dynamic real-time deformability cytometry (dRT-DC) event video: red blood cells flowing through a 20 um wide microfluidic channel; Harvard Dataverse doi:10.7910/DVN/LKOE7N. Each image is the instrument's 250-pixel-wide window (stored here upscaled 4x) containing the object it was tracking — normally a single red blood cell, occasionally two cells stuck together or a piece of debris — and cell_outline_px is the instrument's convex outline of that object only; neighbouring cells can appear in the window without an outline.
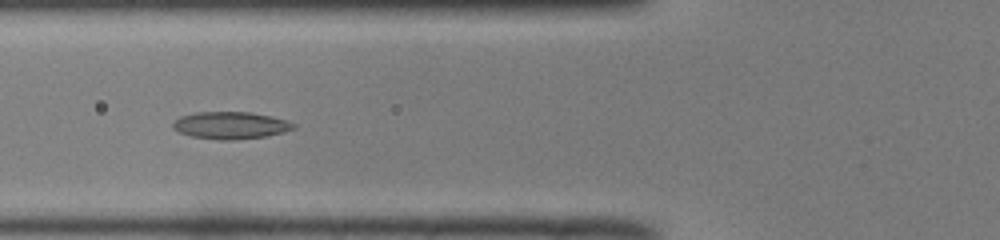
{"species": "common noctule bat (a hibernating species)", "species_latin": "Nyctalus noctula", "temperature_condition": "room temperature", "stored_images_in_passage": 51, "camera_frame_rate_fps": 3000, "um_per_image_px": 0.085, "animal": {"sex": "male", "body_mass_g": 19.0, "forearm_length_mm": 50.8}, "frame": {"image": 1, "passage_image": 19, "time_ms": 6.0, "image_size_px": [1000, 240], "cell_outline_px": [[296, 128], [284, 132], [268, 136], [236, 140], [216, 140], [192, 136], [180, 132], [172, 128], [172, 124], [180, 116], [196, 112], [252, 112], [272, 116], [288, 120], [296, 124]], "centroid_in_image_um": [19.65, 10.65], "position_along_channel_um": 106.2, "area_um2": 19.36}}
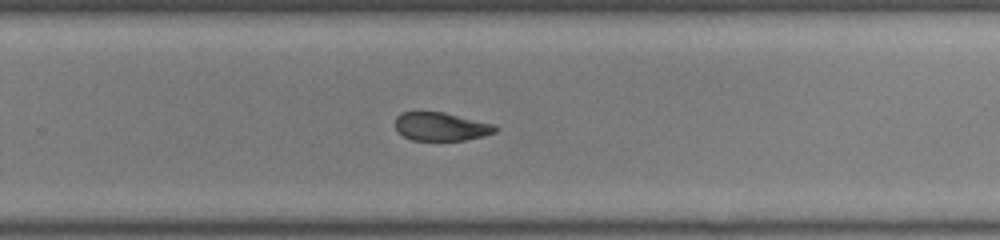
{"frame": {"image": 2, "passage_image": 33, "time_ms": 10.667, "image_size_px": [1000, 240], "cell_outline_px": [[500, 128], [496, 132], [484, 136], [464, 140], [412, 140], [404, 136], [396, 128], [396, 116], [400, 112], [444, 112], [496, 124]], "centroid_in_image_um": [37.55, 10.75], "position_along_channel_um": 292.3, "area_um2": 16.65}}
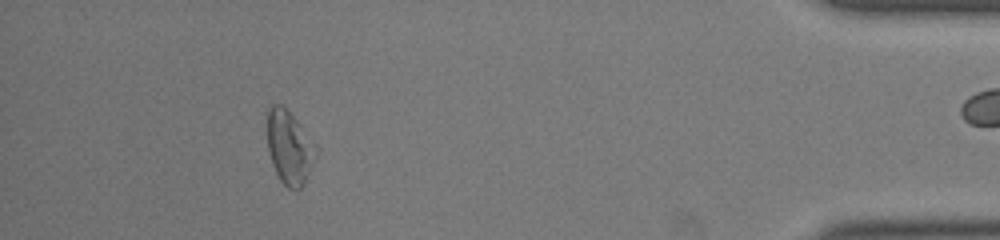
{"frame": {"image": 3, "passage_image": 46, "time_ms": 15.0, "image_size_px": [1000, 240], "cell_outline_px": [[312, 164], [304, 184], [296, 192], [288, 188], [280, 180], [272, 164], [268, 152], [268, 108], [272, 104], [284, 104], [296, 120]], "centroid_in_image_um": [24.42, 12.56], "position_along_channel_um": 410.8, "area_um2": 18.84}, "authors_computed_cell_mechanics": {"area_um2": 19.2474, "velocity_mm_per_s": 3.9998, "shape_relaxation_time_tau1_ms": null, "shape_relaxation_time_tau2_ms": 2.916, "deformation_change_tau1": null, "deformation_change_tau2": 0.0859}}